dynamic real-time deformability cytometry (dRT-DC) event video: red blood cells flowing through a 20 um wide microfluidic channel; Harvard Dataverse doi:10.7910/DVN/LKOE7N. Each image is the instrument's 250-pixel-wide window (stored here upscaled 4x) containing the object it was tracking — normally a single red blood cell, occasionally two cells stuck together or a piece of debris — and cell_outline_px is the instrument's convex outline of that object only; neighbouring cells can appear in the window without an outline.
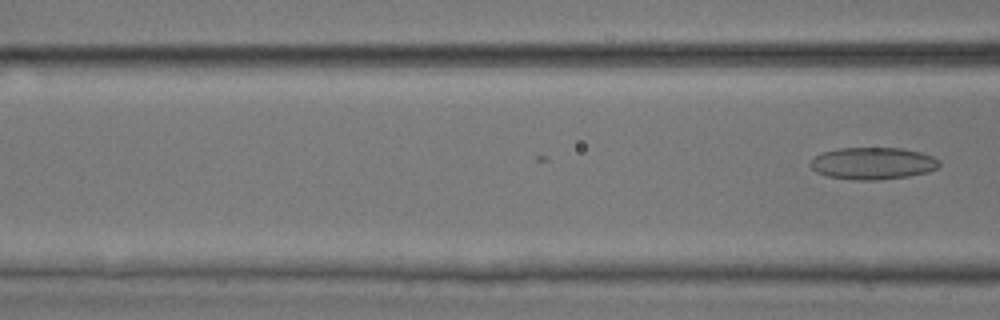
{"species": "common noctule bat (a hibernating species)", "species_latin": "Nyctalus noctula", "temperature_condition": "room temperature", "stored_images_in_passage": 4, "camera_frame_rate_fps": 3000, "um_per_image_px": 0.085, "animal": {"sex": "male", "body_mass_g": 17.9, "forearm_length_mm": 54.2}, "frame": {"image": 1, "passage_image": 4, "time_ms": 1.0, "image_size_px": [1000, 320], "cell_outline_px": [[940, 164], [936, 168], [928, 172], [908, 176], [876, 180], [856, 180], [828, 176], [816, 172], [808, 164], [816, 156], [824, 152], [836, 148], [904, 148], [920, 152], [932, 156], [940, 160]], "centroid_in_image_um": [74.2, 13.88], "position_along_channel_um": 92.4, "area_um2": 24.04}}